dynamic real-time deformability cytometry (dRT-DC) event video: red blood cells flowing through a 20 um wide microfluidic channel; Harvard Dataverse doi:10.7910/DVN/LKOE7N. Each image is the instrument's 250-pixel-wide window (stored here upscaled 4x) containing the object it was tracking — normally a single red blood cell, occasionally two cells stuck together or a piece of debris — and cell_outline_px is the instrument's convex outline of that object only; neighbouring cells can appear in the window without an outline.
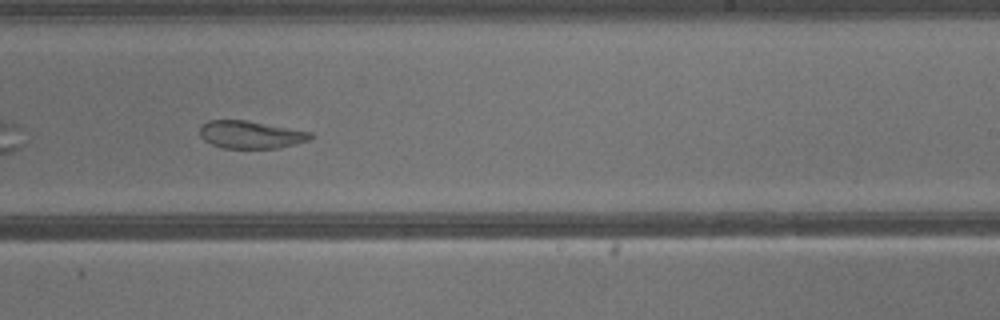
{"species": "common noctule bat (a hibernating species)", "species_latin": "Nyctalus noctula", "temperature_condition": "warm", "stored_images_in_passage": 28, "camera_frame_rate_fps": 3000, "um_per_image_px": 0.085, "animal": {"sex": "male", "body_mass_g": 13.3}, "frame": {"image": 1, "passage_image": 13, "time_ms": 4.0, "image_size_px": [1000, 320], "cell_outline_px": [[316, 136], [312, 140], [280, 148], [224, 148], [212, 144], [204, 140], [200, 136], [200, 124], [208, 120], [244, 120], [312, 132]], "centroid_in_image_um": [21.34, 11.45], "position_along_channel_um": 267.7, "area_um2": 17.98}}
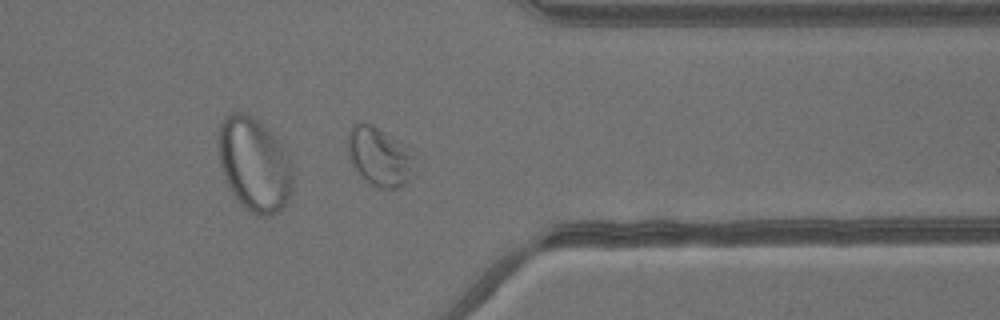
{"frame": {"image": 2, "passage_image": 20, "time_ms": 6.333, "image_size_px": [1000, 320], "cell_outline_px": [[408, 180], [404, 184], [396, 188], [380, 188], [364, 180], [356, 172], [352, 164], [348, 152], [348, 132], [352, 124], [360, 120], [384, 132], [408, 156]], "centroid_in_image_um": [32.03, 13.32], "position_along_channel_um": 379.4, "area_um2": 21.04}}